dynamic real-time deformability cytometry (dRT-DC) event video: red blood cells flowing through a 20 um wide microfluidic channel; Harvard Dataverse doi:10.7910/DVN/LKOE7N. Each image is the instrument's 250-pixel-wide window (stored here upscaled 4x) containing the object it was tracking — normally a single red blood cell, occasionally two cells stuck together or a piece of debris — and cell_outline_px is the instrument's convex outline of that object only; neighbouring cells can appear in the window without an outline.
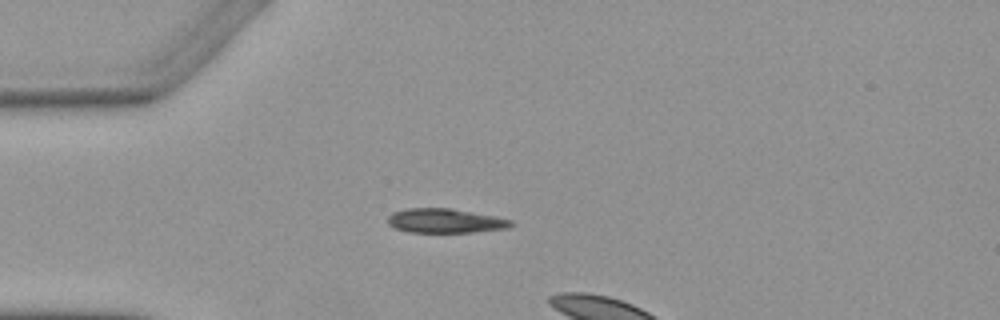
{"species": "Egyptian fruit bat (a non-hibernating species)", "species_latin": "Rousettus aegyptiacus", "temperature_condition": "warm", "stored_images_in_passage": 2, "camera_frame_rate_fps": 3000, "um_per_image_px": 0.085, "animal": {"sex": "female"}, "frame": {"image": 1, "passage_image": 1, "time_ms": 0.0, "image_size_px": [1000, 320], "cell_outline_px": [[516, 224], [508, 228], [472, 232], [408, 232], [396, 228], [388, 224], [388, 216], [392, 212], [408, 208], [452, 208], [496, 216], [512, 220]], "centroid_in_image_um": [37.87, 18.76], "position_along_channel_um": 47.1, "area_um2": 17.57}}